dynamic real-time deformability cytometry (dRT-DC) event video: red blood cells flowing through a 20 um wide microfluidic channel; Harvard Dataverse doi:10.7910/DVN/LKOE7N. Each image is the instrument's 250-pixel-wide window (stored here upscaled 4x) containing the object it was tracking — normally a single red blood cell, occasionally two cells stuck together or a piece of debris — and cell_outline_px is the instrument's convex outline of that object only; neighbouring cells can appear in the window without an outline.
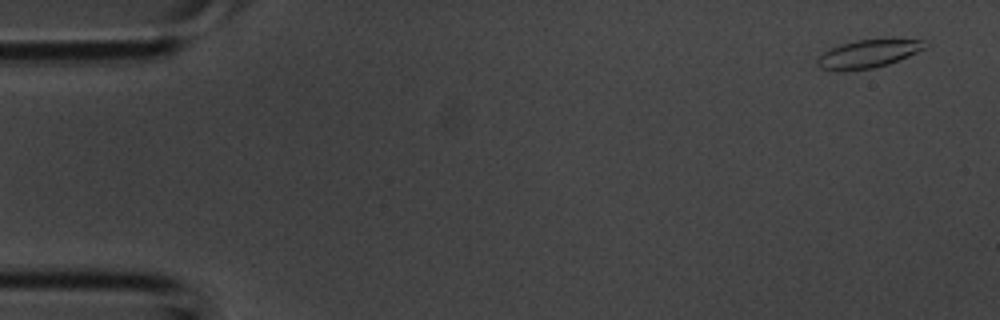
{"species": "common noctule bat (a hibernating species)", "species_latin": "Nyctalus noctula", "temperature_condition": "room temperature", "stored_images_in_passage": 5, "camera_frame_rate_fps": 3000, "um_per_image_px": 0.085, "animal": {"sex": "male", "body_mass_g": 20.1, "forearm_length_mm": 53.5}, "frame": {"image": 1, "passage_image": 1, "time_ms": 0.0, "image_size_px": [1000, 320], "cell_outline_px": [[928, 44], [924, 48], [908, 56], [888, 64], [872, 68], [820, 68], [816, 64], [816, 60], [824, 52], [840, 44], [856, 40], [924, 40]], "centroid_in_image_um": [73.82, 4.54], "position_along_channel_um": 11.2, "area_um2": 16.59}}
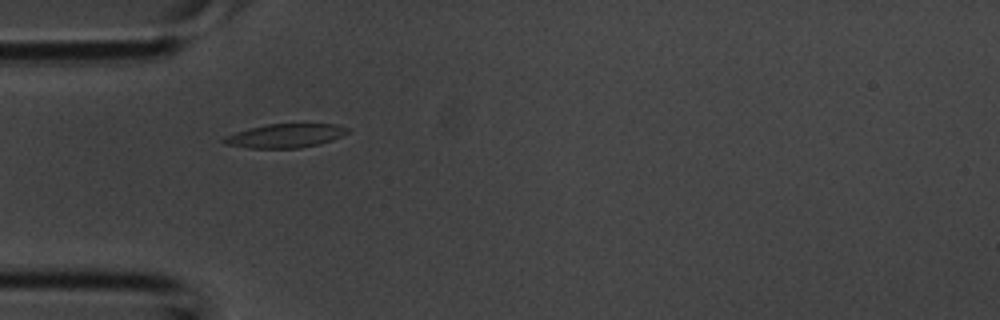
{"frame": {"image": 2, "passage_image": 4, "time_ms": 1.0, "image_size_px": [1000, 320], "cell_outline_px": [[348, 132], [332, 140], [320, 144], [300, 148], [248, 148], [224, 144], [220, 140], [224, 136], [248, 128], [268, 124], [336, 124], [348, 128]], "centroid_in_image_um": [24.2, 11.54], "position_along_channel_um": 60.8, "area_um2": 17.22}}
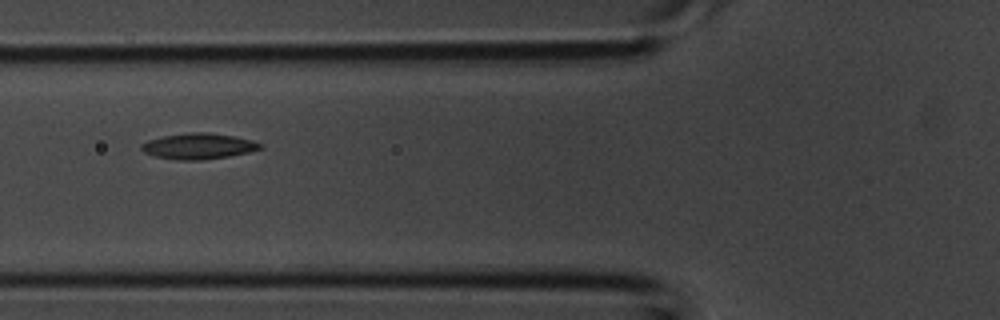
{"frame": {"image": 3, "passage_image": 5, "time_ms": 1.333, "image_size_px": [1000, 320], "cell_outline_px": [[264, 148], [248, 152], [228, 156], [200, 160], [176, 160], [156, 156], [144, 152], [140, 148], [140, 144], [148, 140], [164, 136], [188, 132], [208, 132], [232, 136], [252, 140], [264, 144]], "centroid_in_image_um": [16.88, 12.42], "position_along_channel_um": 108.9, "area_um2": 17.86}}